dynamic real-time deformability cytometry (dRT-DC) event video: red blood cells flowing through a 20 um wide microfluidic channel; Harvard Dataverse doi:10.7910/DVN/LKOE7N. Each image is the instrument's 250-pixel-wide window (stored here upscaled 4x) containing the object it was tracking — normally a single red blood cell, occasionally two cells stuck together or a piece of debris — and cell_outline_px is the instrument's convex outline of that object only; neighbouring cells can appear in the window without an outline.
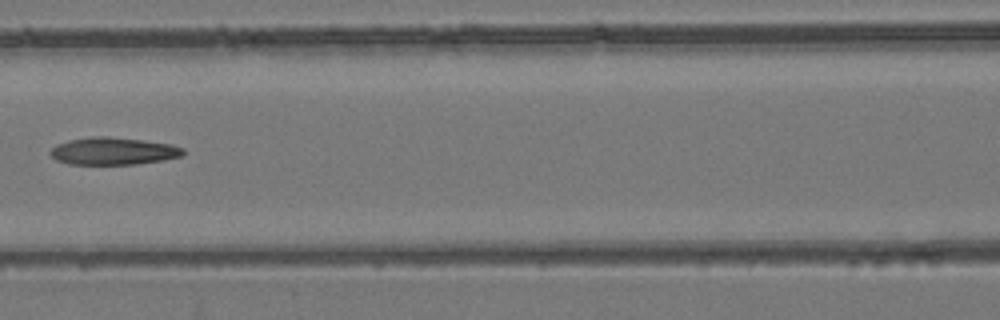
{"species": "common noctule bat (a hibernating species)", "species_latin": "Nyctalus noctula", "temperature_condition": "room temperature", "stored_images_in_passage": 7, "camera_frame_rate_fps": 3000, "um_per_image_px": 0.085, "animal": {"sex": "female", "body_mass_g": 24.6, "forearm_length_mm": 56.2}, "frame": {"image": 1, "passage_image": 7, "time_ms": 7.667, "image_size_px": [1000, 320], "cell_outline_px": [[184, 156], [164, 160], [136, 164], [68, 164], [56, 160], [48, 152], [56, 144], [68, 140], [92, 136], [108, 136], [172, 144], [184, 148]], "centroid_in_image_um": [9.63, 12.84], "position_along_channel_um": 157.0, "area_um2": 21.33}}